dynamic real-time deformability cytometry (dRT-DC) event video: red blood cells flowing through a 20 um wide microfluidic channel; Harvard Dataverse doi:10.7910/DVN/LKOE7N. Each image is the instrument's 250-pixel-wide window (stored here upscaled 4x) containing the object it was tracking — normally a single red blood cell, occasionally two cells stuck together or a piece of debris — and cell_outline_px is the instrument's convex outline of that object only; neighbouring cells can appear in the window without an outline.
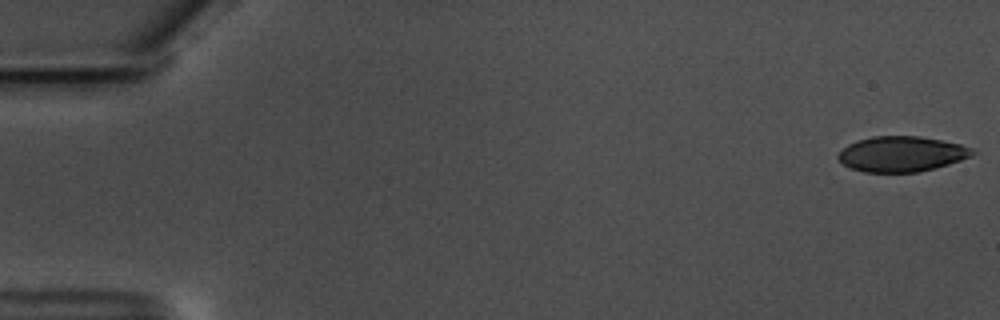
{"species": "common noctule bat (a hibernating species)", "species_latin": "Nyctalus noctula", "temperature_condition": "warm", "stored_images_in_passage": 57, "segment_of_instrument_passage": [1, 2], "camera_frame_rate_fps": 3000, "um_per_image_px": 0.085, "animal": {"sex": "male", "body_mass_g": 17.5, "forearm_length_mm": 52.3}, "frame": {"image": 1, "passage_image": 1, "time_ms": 0.0, "image_size_px": [1000, 320], "cell_outline_px": [[976, 152], [972, 156], [948, 164], [916, 172], [864, 172], [852, 168], [844, 164], [836, 156], [848, 144], [856, 140], [872, 136], [920, 136], [960, 144], [972, 148]], "centroid_in_image_um": [76.63, 13.08], "position_along_channel_um": 8.4, "area_um2": 27.46}}
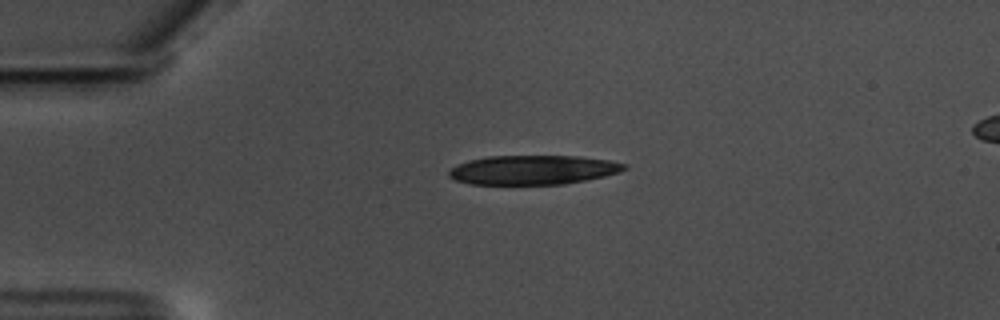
{"frame": {"image": 2, "passage_image": 14, "time_ms": 4.333, "image_size_px": [1000, 320], "cell_outline_px": [[628, 168], [620, 172], [604, 176], [564, 184], [468, 184], [456, 180], [448, 176], [448, 172], [456, 164], [488, 156], [580, 156], [608, 160], [628, 164]], "centroid_in_image_um": [45.33, 14.44], "position_along_channel_um": 39.7, "area_um2": 29.88}}